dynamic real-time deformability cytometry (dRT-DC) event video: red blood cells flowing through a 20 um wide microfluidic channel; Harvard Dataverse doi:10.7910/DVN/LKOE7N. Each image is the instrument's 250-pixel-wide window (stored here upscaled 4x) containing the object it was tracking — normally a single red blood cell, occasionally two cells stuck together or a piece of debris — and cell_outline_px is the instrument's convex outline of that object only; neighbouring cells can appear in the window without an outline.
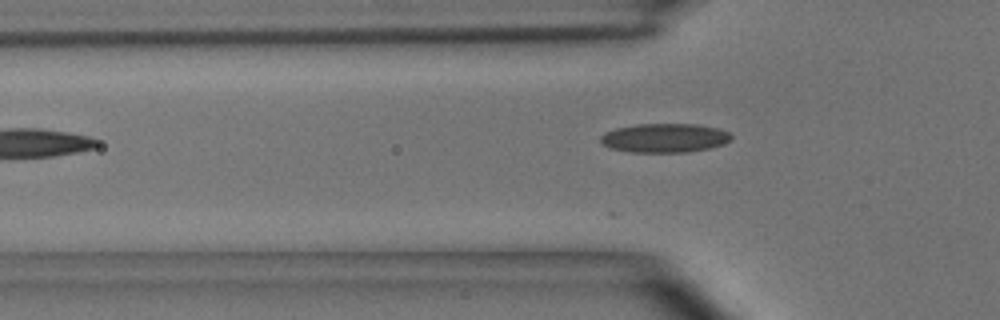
{"species": "common noctule bat (a hibernating species)", "species_latin": "Nyctalus noctula", "temperature_condition": "room temperature", "stored_images_in_passage": 24, "camera_frame_rate_fps": 3000, "um_per_image_px": 0.085, "animal": {"sex": "male", "body_mass_g": 15.6}, "frame": {"image": 1, "passage_image": 3, "time_ms": 0.667, "image_size_px": [1000, 320], "cell_outline_px": [[732, 140], [724, 144], [708, 148], [684, 152], [632, 152], [612, 148], [600, 144], [600, 136], [604, 132], [616, 128], [636, 124], [696, 124], [716, 128], [728, 132], [732, 136]], "centroid_in_image_um": [56.46, 11.72], "position_along_channel_um": 69.3, "area_um2": 22.08}}
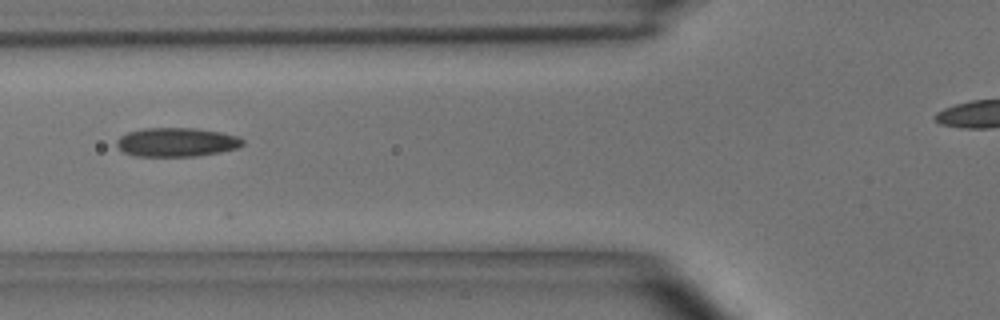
{"frame": {"image": 2, "passage_image": 6, "time_ms": 1.667, "image_size_px": [1000, 320], "cell_outline_px": [[244, 144], [236, 148], [220, 152], [196, 156], [132, 156], [124, 152], [116, 144], [116, 140], [120, 136], [128, 132], [144, 128], [196, 128], [224, 132], [240, 136], [244, 140]], "centroid_in_image_um": [15.04, 12.08], "position_along_channel_um": 110.8, "area_um2": 21.44}}
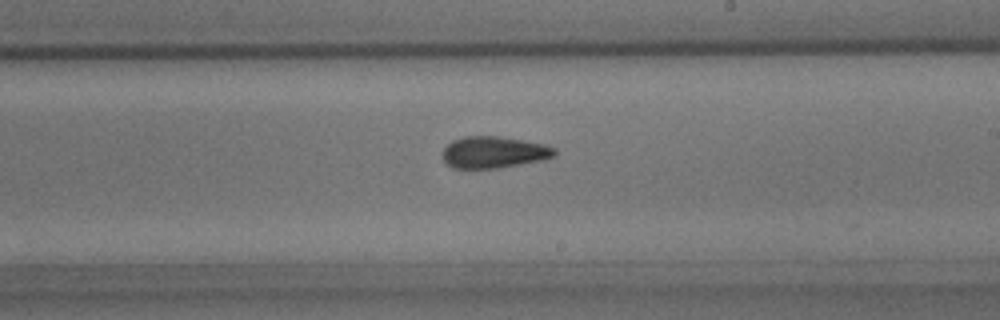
{"frame": {"image": 3, "passage_image": 16, "time_ms": 5.0, "image_size_px": [1000, 320], "cell_outline_px": [[556, 152], [552, 156], [544, 160], [496, 168], [452, 168], [444, 164], [444, 148], [452, 140], [464, 136], [496, 136], [544, 144], [556, 148]], "centroid_in_image_um": [41.95, 12.94], "position_along_channel_um": 247.1, "area_um2": 20.52}}